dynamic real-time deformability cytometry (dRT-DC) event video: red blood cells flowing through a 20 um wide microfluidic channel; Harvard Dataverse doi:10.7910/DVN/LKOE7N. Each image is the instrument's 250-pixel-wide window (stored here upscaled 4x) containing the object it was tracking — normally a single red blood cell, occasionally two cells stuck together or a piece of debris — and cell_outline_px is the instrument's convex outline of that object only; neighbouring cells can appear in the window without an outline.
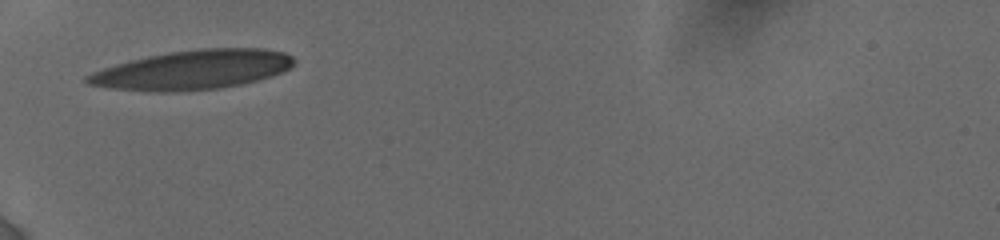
{"species": "human", "species_latin": "Homo sapiens", "temperature_condition": "cold", "stored_images_in_passage": 13, "camera_frame_rate_fps": 3000, "um_per_image_px": 0.085, "donor": {"sex": "female"}, "frame": {"image": 1, "passage_image": 1, "time_ms": 0.0, "image_size_px": [1000, 240], "cell_outline_px": [[292, 68], [272, 76], [240, 84], [220, 88], [180, 92], [148, 92], [108, 88], [88, 84], [84, 80], [84, 76], [92, 72], [116, 64], [148, 56], [168, 52], [200, 48], [264, 48], [284, 52], [292, 56]], "centroid_in_image_um": [16.35, 5.95], "position_along_channel_um": 68.6, "area_um2": 47.57}}
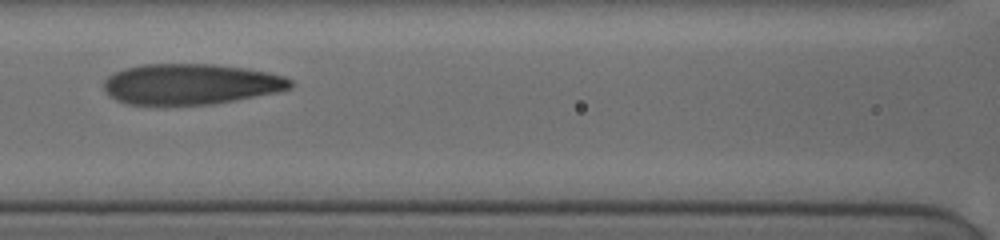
{"frame": {"image": 2, "passage_image": 7, "time_ms": 2.333, "image_size_px": [1000, 240], "cell_outline_px": [[292, 88], [280, 92], [212, 104], [128, 104], [116, 100], [108, 96], [104, 92], [104, 80], [108, 76], [124, 68], [144, 64], [216, 64], [244, 68], [268, 72], [284, 76], [292, 80]], "centroid_in_image_um": [16.22, 7.14], "position_along_channel_um": 150.4, "area_um2": 44.33}}
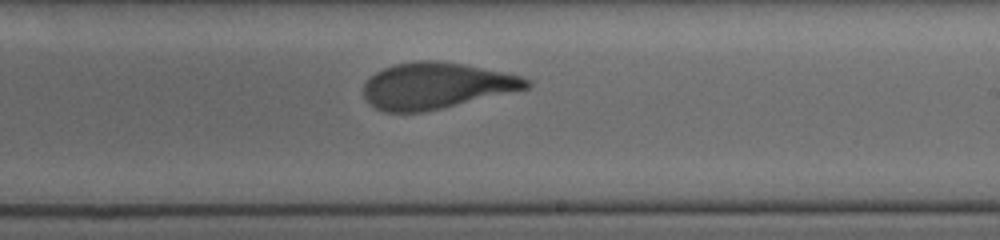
{"frame": {"image": 3, "passage_image": 13, "time_ms": 5.0, "image_size_px": [1000, 240], "cell_outline_px": [[532, 84], [528, 88], [424, 112], [384, 112], [368, 104], [364, 96], [364, 84], [376, 72], [384, 68], [396, 64], [420, 60], [432, 60], [464, 64], [520, 76], [528, 80]], "centroid_in_image_um": [37.03, 7.29], "position_along_channel_um": 252.0, "area_um2": 43.35}}